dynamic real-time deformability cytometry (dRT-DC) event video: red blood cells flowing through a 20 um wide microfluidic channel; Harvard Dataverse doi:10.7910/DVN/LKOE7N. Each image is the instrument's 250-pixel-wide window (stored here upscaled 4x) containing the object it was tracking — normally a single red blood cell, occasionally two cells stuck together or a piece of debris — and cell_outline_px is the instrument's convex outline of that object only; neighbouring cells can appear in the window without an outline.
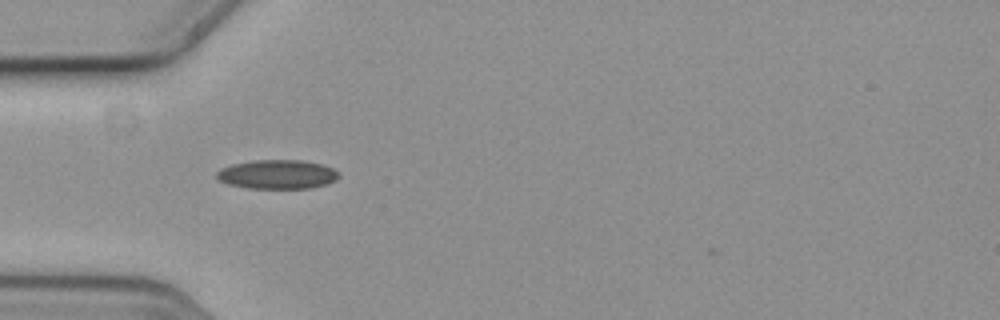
{"species": "common noctule bat (a hibernating species)", "species_latin": "Nyctalus noctula", "temperature_condition": "cold", "stored_images_in_passage": 41, "camera_frame_rate_fps": 3000, "um_per_image_px": 0.085, "animal": {"sex": "female", "body_mass_g": 19.3, "forearm_length_mm": 54.1}, "frame": {"image": 1, "passage_image": 1, "time_ms": 0.0, "image_size_px": [1000, 320], "cell_outline_px": [[340, 176], [336, 180], [328, 184], [312, 188], [248, 188], [228, 184], [220, 180], [216, 176], [216, 172], [220, 168], [232, 164], [252, 160], [304, 160], [324, 164], [332, 168]], "centroid_in_image_um": [23.58, 14.81], "position_along_channel_um": 61.4, "area_um2": 20.87}}
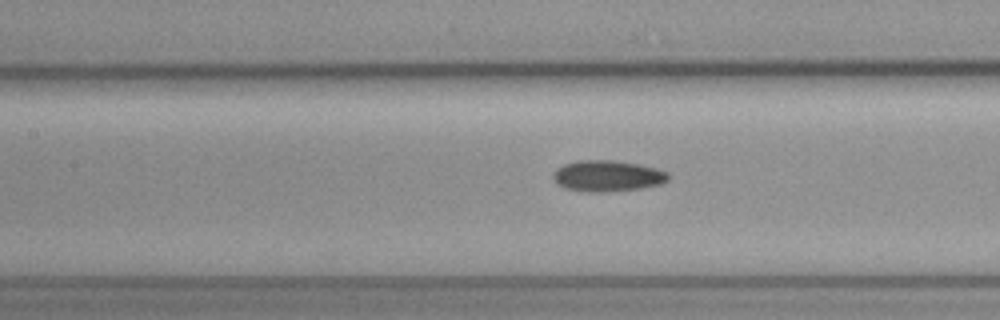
{"frame": {"image": 2, "passage_image": 9, "time_ms": 2.667, "image_size_px": [1000, 320], "cell_outline_px": [[668, 180], [660, 184], [640, 188], [608, 192], [588, 192], [564, 188], [556, 184], [552, 176], [556, 168], [564, 164], [576, 160], [612, 160], [640, 164], [656, 168], [668, 172]], "centroid_in_image_um": [51.6, 14.95], "position_along_channel_um": 155.8, "area_um2": 21.04}}
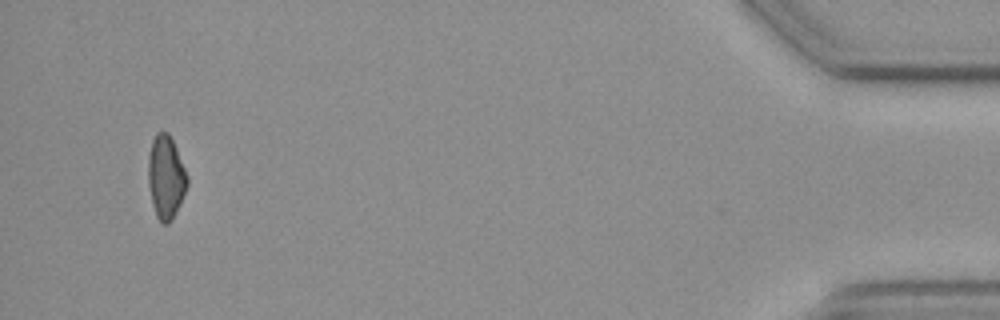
{"frame": {"image": 3, "passage_image": 38, "time_ms": 12.333, "image_size_px": [1000, 320], "cell_outline_px": [[188, 184], [180, 204], [172, 220], [168, 224], [160, 224], [156, 216], [152, 204], [148, 184], [148, 156], [152, 140], [156, 132], [168, 132], [176, 148], [188, 176]], "centroid_in_image_um": [14.09, 15.08], "position_along_channel_um": 421.1, "area_um2": 19.07}}